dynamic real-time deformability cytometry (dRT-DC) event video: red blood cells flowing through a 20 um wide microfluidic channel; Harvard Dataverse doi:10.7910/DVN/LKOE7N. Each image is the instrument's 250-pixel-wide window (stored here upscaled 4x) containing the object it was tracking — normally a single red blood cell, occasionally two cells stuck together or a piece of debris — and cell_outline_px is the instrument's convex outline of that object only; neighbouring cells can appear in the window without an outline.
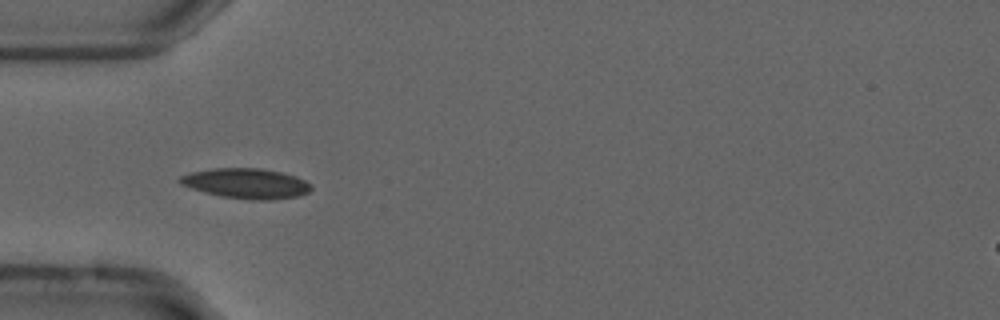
{"species": "common noctule bat (a hibernating species)", "species_latin": "Nyctalus noctula", "temperature_condition": "cold", "stored_images_in_passage": 39, "camera_frame_rate_fps": 3000, "um_per_image_px": 0.085, "animal": {"sex": "male", "forearm_length_mm": 52.5}, "frame": {"image": 1, "passage_image": 1, "time_ms": 0.0, "image_size_px": [1000, 320], "cell_outline_px": [[312, 188], [308, 192], [300, 196], [272, 200], [252, 200], [220, 196], [204, 192], [180, 184], [176, 180], [180, 176], [192, 172], [212, 168], [260, 168], [280, 172], [296, 176], [312, 184]], "centroid_in_image_um": [20.94, 15.59], "position_along_channel_um": 64.1, "area_um2": 23.18}}
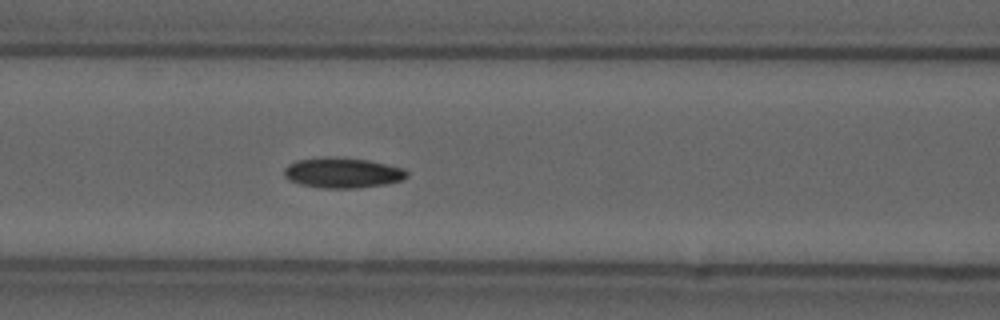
{"frame": {"image": 2, "passage_image": 7, "time_ms": 2.0, "image_size_px": [1000, 320], "cell_outline_px": [[408, 176], [400, 180], [384, 184], [356, 188], [324, 188], [300, 184], [288, 180], [284, 176], [284, 168], [288, 164], [296, 160], [324, 156], [368, 160], [404, 168], [408, 172]], "centroid_in_image_um": [29.07, 14.68], "position_along_channel_um": 137.5, "area_um2": 21.68}}
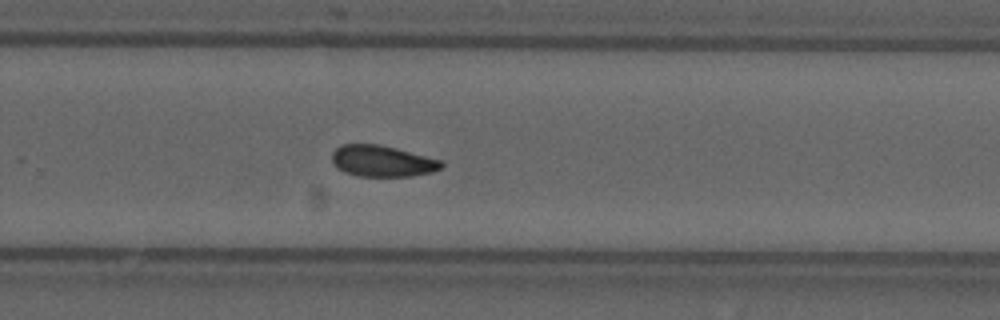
{"frame": {"image": 3, "passage_image": 20, "time_ms": 6.333, "image_size_px": [1000, 320], "cell_outline_px": [[444, 164], [440, 168], [432, 172], [408, 176], [360, 176], [344, 172], [336, 168], [332, 160], [332, 152], [340, 144], [380, 144], [444, 160]], "centroid_in_image_um": [32.49, 13.68], "position_along_channel_um": 297.3, "area_um2": 20.06}, "authors_computed_cell_mechanics": {"area_um2": 20.2878, "velocity_mm_per_s": 3.7079, "shape_relaxation_time_tau1_ms": 6.713, "shape_relaxation_time_tau2_ms": 7.9632, "deformation_change_tau1": 0.1209, "deformation_change_tau2": 0.1395}}